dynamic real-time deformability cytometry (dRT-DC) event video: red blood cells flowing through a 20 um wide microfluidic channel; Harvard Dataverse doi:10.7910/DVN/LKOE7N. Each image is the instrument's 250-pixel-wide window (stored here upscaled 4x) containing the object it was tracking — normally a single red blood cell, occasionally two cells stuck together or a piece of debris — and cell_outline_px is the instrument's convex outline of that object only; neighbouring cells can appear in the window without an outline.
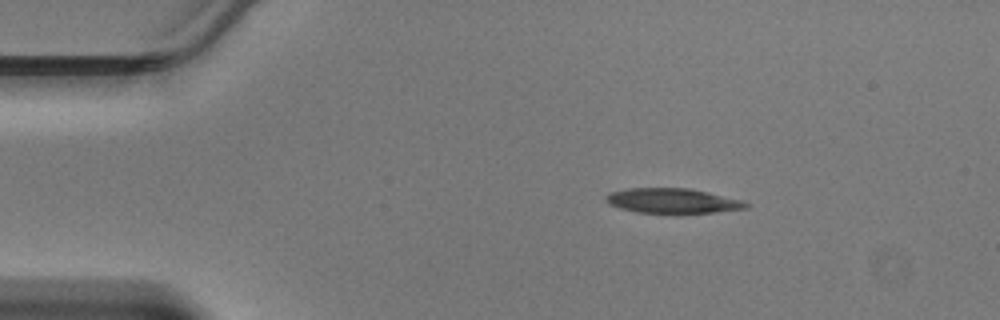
{"species": "Egyptian fruit bat (a non-hibernating species)", "species_latin": "Rousettus aegyptiacus", "temperature_condition": "warm", "stored_images_in_passage": 39, "camera_frame_rate_fps": 3000, "um_per_image_px": 0.085, "animal": {"sex": "male"}, "frame": {"image": 1, "passage_image": 1, "time_ms": 0.0, "image_size_px": [1000, 320], "cell_outline_px": [[752, 204], [748, 208], [676, 216], [640, 212], [620, 208], [608, 204], [604, 200], [604, 196], [612, 192], [628, 188], [688, 188], [708, 192], [740, 200]], "centroid_in_image_um": [57.16, 17.1], "position_along_channel_um": 27.8, "area_um2": 20.98}}
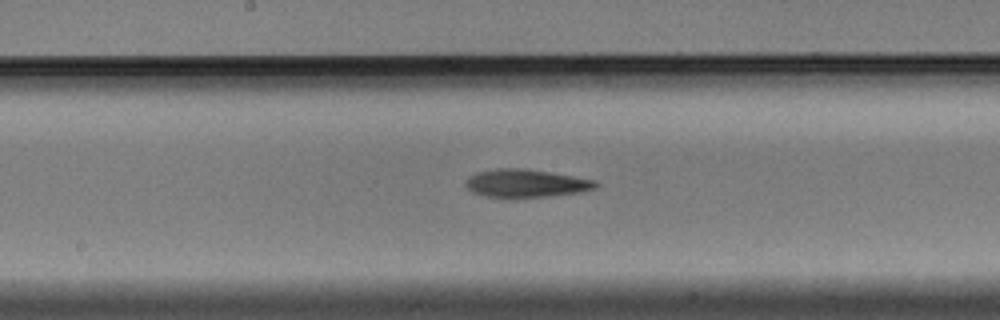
{"frame": {"image": 2, "passage_image": 17, "time_ms": 5.333, "image_size_px": [1000, 320], "cell_outline_px": [[600, 184], [596, 188], [580, 192], [548, 196], [484, 196], [472, 192], [464, 184], [464, 180], [468, 176], [476, 172], [496, 168], [524, 168], [596, 180]], "centroid_in_image_um": [44.68, 15.56], "position_along_channel_um": 203.5, "area_um2": 20.98}}
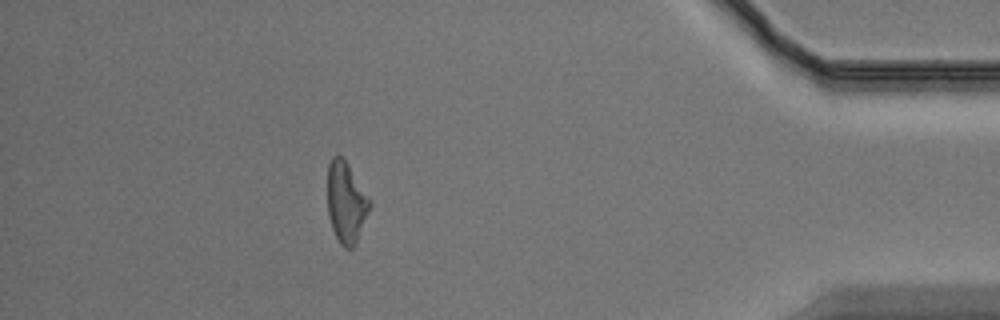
{"frame": {"image": 3, "passage_image": 34, "time_ms": 11.0, "image_size_px": [1000, 320], "cell_outline_px": [[372, 204], [356, 244], [352, 248], [344, 248], [340, 244], [332, 228], [328, 216], [328, 164], [332, 156], [344, 156], [372, 200]], "centroid_in_image_um": [29.44, 17.17], "position_along_channel_um": 405.8, "area_um2": 20.35}}